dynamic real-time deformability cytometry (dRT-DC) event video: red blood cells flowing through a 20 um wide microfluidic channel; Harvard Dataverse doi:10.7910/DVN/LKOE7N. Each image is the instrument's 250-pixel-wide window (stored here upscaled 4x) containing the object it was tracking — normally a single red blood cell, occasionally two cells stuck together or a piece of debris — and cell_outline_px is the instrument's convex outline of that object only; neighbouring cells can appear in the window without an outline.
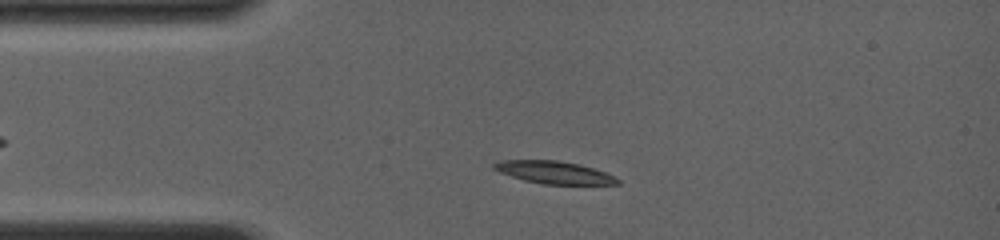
{"species": "common noctule bat (a hibernating species)", "species_latin": "Nyctalus noctula", "temperature_condition": "room temperature", "stored_images_in_passage": 11, "camera_frame_rate_fps": 4000, "um_per_image_px": 0.085, "animal": {"sex": "female", "body_mass_g": 19.0, "forearm_length_mm": 56.7}, "frame": {"image": 1, "passage_image": 5, "time_ms": 1.5, "image_size_px": [1000, 240], "cell_outline_px": [[620, 184], [544, 184], [524, 180], [500, 172], [492, 168], [492, 164], [500, 160], [556, 160], [580, 164], [616, 176], [620, 180]], "centroid_in_image_um": [47.1, 14.65], "position_along_channel_um": 37.9, "area_um2": 16.13}}
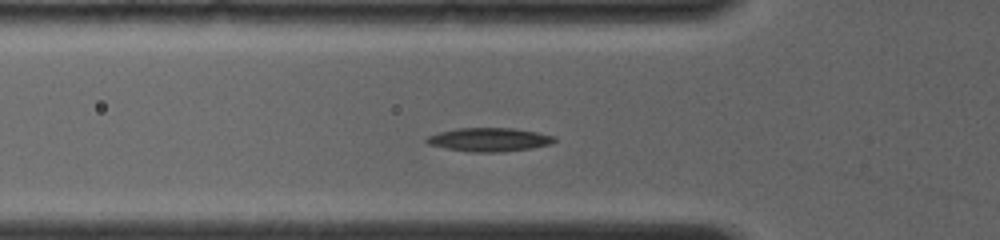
{"frame": {"image": 2, "passage_image": 10, "time_ms": 3.25, "image_size_px": [1000, 240], "cell_outline_px": [[556, 140], [552, 144], [532, 148], [504, 152], [472, 152], [444, 148], [428, 144], [424, 140], [428, 136], [440, 132], [456, 128], [512, 128], [536, 132], [556, 136]], "centroid_in_image_um": [41.6, 11.87], "position_along_channel_um": 84.2, "area_um2": 17.69}}